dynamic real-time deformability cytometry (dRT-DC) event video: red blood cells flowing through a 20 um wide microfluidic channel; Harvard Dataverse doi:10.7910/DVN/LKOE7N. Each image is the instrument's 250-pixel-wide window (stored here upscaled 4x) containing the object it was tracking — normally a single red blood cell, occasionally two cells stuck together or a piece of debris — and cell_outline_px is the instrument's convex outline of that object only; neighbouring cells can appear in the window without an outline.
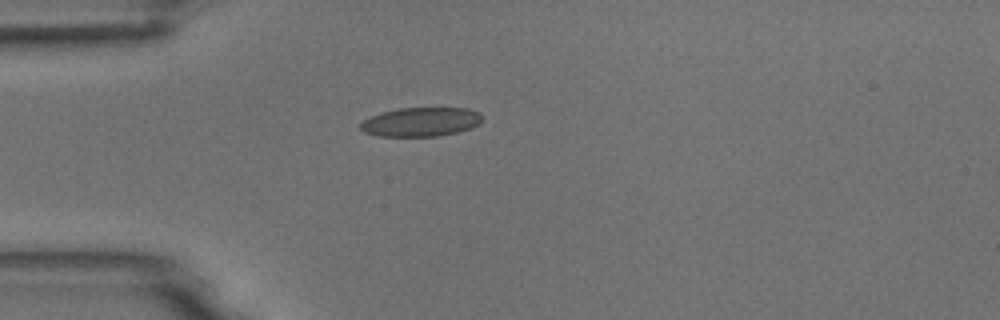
{"species": "common noctule bat (a hibernating species)", "species_latin": "Nyctalus noctula", "temperature_condition": "room temperature", "stored_images_in_passage": 38, "camera_frame_rate_fps": 3000, "um_per_image_px": 0.085, "animal": {"sex": "male", "body_mass_g": 18.8}, "frame": {"image": 1, "passage_image": 1, "time_ms": 0.0, "image_size_px": [1000, 320], "cell_outline_px": [[480, 124], [472, 128], [440, 136], [380, 136], [364, 132], [360, 128], [360, 124], [364, 120], [372, 116], [384, 112], [400, 108], [468, 108], [480, 112]], "centroid_in_image_um": [35.8, 10.36], "position_along_channel_um": 49.2, "area_um2": 20.46}}
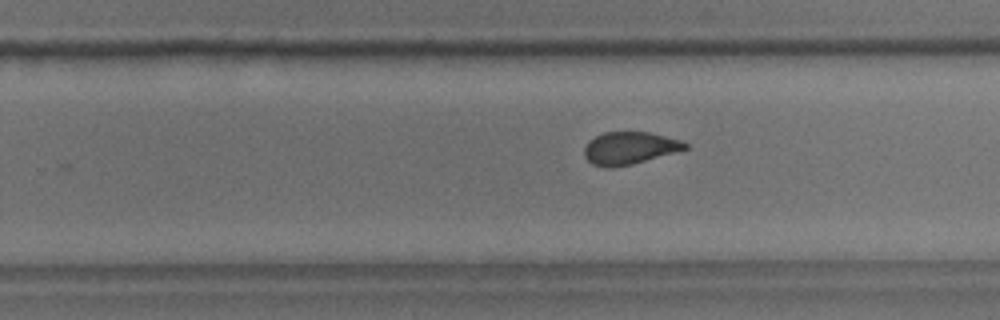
{"frame": {"image": 2, "passage_image": 20, "time_ms": 6.333, "image_size_px": [1000, 320], "cell_outline_px": [[688, 148], [632, 164], [612, 168], [604, 168], [592, 164], [584, 156], [584, 148], [588, 140], [604, 132], [648, 132], [680, 140], [688, 144]], "centroid_in_image_um": [53.45, 12.59], "position_along_channel_um": 276.3, "area_um2": 18.96}}
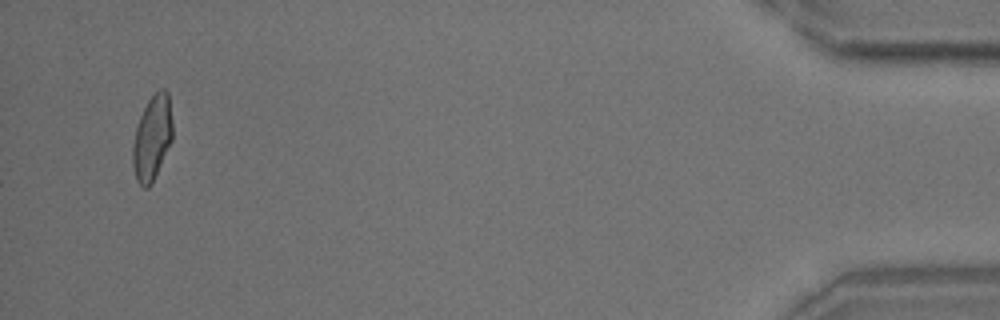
{"frame": {"image": 3, "passage_image": 38, "time_ms": 12.333, "image_size_px": [1000, 320], "cell_outline_px": [[172, 140], [152, 184], [148, 188], [144, 188], [136, 180], [132, 164], [132, 144], [136, 128], [140, 116], [148, 100], [160, 88], [164, 88], [168, 92], [172, 120]], "centroid_in_image_um": [12.93, 11.73], "position_along_channel_um": 422.3, "area_um2": 19.77}, "authors_computed_cell_mechanics": {"area_um2": 19.652, "velocity_mm_per_s": 3.7633, "shape_relaxation_time_tau1_ms": 4.8968, "shape_relaxation_time_tau2_ms": 1.3688, "deformation_change_tau1": 0.1414, "deformation_change_tau2": 0.0708}}